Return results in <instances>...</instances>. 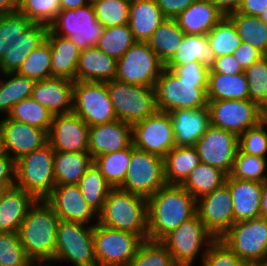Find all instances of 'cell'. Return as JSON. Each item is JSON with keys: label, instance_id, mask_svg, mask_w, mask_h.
<instances>
[{"label": "cell", "instance_id": "30bf717a", "mask_svg": "<svg viewBox=\"0 0 267 266\" xmlns=\"http://www.w3.org/2000/svg\"><path fill=\"white\" fill-rule=\"evenodd\" d=\"M103 28L95 16L92 4L61 10L48 26L52 33L68 38L80 50L96 46Z\"/></svg>", "mask_w": 267, "mask_h": 266}, {"label": "cell", "instance_id": "277c9868", "mask_svg": "<svg viewBox=\"0 0 267 266\" xmlns=\"http://www.w3.org/2000/svg\"><path fill=\"white\" fill-rule=\"evenodd\" d=\"M54 149L47 142L16 161L15 186L45 199L56 186Z\"/></svg>", "mask_w": 267, "mask_h": 266}, {"label": "cell", "instance_id": "cb8c5ba5", "mask_svg": "<svg viewBox=\"0 0 267 266\" xmlns=\"http://www.w3.org/2000/svg\"><path fill=\"white\" fill-rule=\"evenodd\" d=\"M169 114L173 125L175 146H195L211 125L208 106L178 109Z\"/></svg>", "mask_w": 267, "mask_h": 266}, {"label": "cell", "instance_id": "d590c367", "mask_svg": "<svg viewBox=\"0 0 267 266\" xmlns=\"http://www.w3.org/2000/svg\"><path fill=\"white\" fill-rule=\"evenodd\" d=\"M0 77V113L7 117L20 101L31 97L35 80L16 72L1 73Z\"/></svg>", "mask_w": 267, "mask_h": 266}, {"label": "cell", "instance_id": "2e32d148", "mask_svg": "<svg viewBox=\"0 0 267 266\" xmlns=\"http://www.w3.org/2000/svg\"><path fill=\"white\" fill-rule=\"evenodd\" d=\"M132 144L139 150L164 157L175 146L171 115L157 111L133 124Z\"/></svg>", "mask_w": 267, "mask_h": 266}, {"label": "cell", "instance_id": "816d5d0a", "mask_svg": "<svg viewBox=\"0 0 267 266\" xmlns=\"http://www.w3.org/2000/svg\"><path fill=\"white\" fill-rule=\"evenodd\" d=\"M249 87V100L261 108L267 102V55L244 70Z\"/></svg>", "mask_w": 267, "mask_h": 266}, {"label": "cell", "instance_id": "6f0895ef", "mask_svg": "<svg viewBox=\"0 0 267 266\" xmlns=\"http://www.w3.org/2000/svg\"><path fill=\"white\" fill-rule=\"evenodd\" d=\"M233 55L244 70L264 56L259 50L245 42H241Z\"/></svg>", "mask_w": 267, "mask_h": 266}, {"label": "cell", "instance_id": "52a82bcc", "mask_svg": "<svg viewBox=\"0 0 267 266\" xmlns=\"http://www.w3.org/2000/svg\"><path fill=\"white\" fill-rule=\"evenodd\" d=\"M106 84L118 120L133 125L158 111L155 88L117 80Z\"/></svg>", "mask_w": 267, "mask_h": 266}, {"label": "cell", "instance_id": "6da1fadb", "mask_svg": "<svg viewBox=\"0 0 267 266\" xmlns=\"http://www.w3.org/2000/svg\"><path fill=\"white\" fill-rule=\"evenodd\" d=\"M197 200L181 185L160 188L147 199L148 240L161 241L197 214Z\"/></svg>", "mask_w": 267, "mask_h": 266}, {"label": "cell", "instance_id": "9a60e30c", "mask_svg": "<svg viewBox=\"0 0 267 266\" xmlns=\"http://www.w3.org/2000/svg\"><path fill=\"white\" fill-rule=\"evenodd\" d=\"M207 106L210 124L238 137L263 120L262 108L249 99L214 100L208 101Z\"/></svg>", "mask_w": 267, "mask_h": 266}, {"label": "cell", "instance_id": "d6986e66", "mask_svg": "<svg viewBox=\"0 0 267 266\" xmlns=\"http://www.w3.org/2000/svg\"><path fill=\"white\" fill-rule=\"evenodd\" d=\"M59 220L95 225L98 214L86 202L78 184L56 185L44 199ZM96 221L90 223L91 221Z\"/></svg>", "mask_w": 267, "mask_h": 266}, {"label": "cell", "instance_id": "94428289", "mask_svg": "<svg viewBox=\"0 0 267 266\" xmlns=\"http://www.w3.org/2000/svg\"><path fill=\"white\" fill-rule=\"evenodd\" d=\"M16 161L7 153L0 155V184L15 185Z\"/></svg>", "mask_w": 267, "mask_h": 266}, {"label": "cell", "instance_id": "5bb4252c", "mask_svg": "<svg viewBox=\"0 0 267 266\" xmlns=\"http://www.w3.org/2000/svg\"><path fill=\"white\" fill-rule=\"evenodd\" d=\"M72 112L89 127L117 120L105 82L75 81Z\"/></svg>", "mask_w": 267, "mask_h": 266}, {"label": "cell", "instance_id": "3957f363", "mask_svg": "<svg viewBox=\"0 0 267 266\" xmlns=\"http://www.w3.org/2000/svg\"><path fill=\"white\" fill-rule=\"evenodd\" d=\"M97 223L148 240L147 198L112 188L98 213Z\"/></svg>", "mask_w": 267, "mask_h": 266}, {"label": "cell", "instance_id": "e575fe53", "mask_svg": "<svg viewBox=\"0 0 267 266\" xmlns=\"http://www.w3.org/2000/svg\"><path fill=\"white\" fill-rule=\"evenodd\" d=\"M208 101L249 99V87L245 73L225 75L209 73Z\"/></svg>", "mask_w": 267, "mask_h": 266}, {"label": "cell", "instance_id": "a7ac6f4b", "mask_svg": "<svg viewBox=\"0 0 267 266\" xmlns=\"http://www.w3.org/2000/svg\"><path fill=\"white\" fill-rule=\"evenodd\" d=\"M55 263L54 260H31L29 266H52ZM51 264V265H50Z\"/></svg>", "mask_w": 267, "mask_h": 266}, {"label": "cell", "instance_id": "9c48e42d", "mask_svg": "<svg viewBox=\"0 0 267 266\" xmlns=\"http://www.w3.org/2000/svg\"><path fill=\"white\" fill-rule=\"evenodd\" d=\"M219 239L247 265L267 261V219L235 222Z\"/></svg>", "mask_w": 267, "mask_h": 266}, {"label": "cell", "instance_id": "11a10c76", "mask_svg": "<svg viewBox=\"0 0 267 266\" xmlns=\"http://www.w3.org/2000/svg\"><path fill=\"white\" fill-rule=\"evenodd\" d=\"M202 266H248L220 239H216L202 259Z\"/></svg>", "mask_w": 267, "mask_h": 266}, {"label": "cell", "instance_id": "4dcf8cb0", "mask_svg": "<svg viewBox=\"0 0 267 266\" xmlns=\"http://www.w3.org/2000/svg\"><path fill=\"white\" fill-rule=\"evenodd\" d=\"M46 39L51 47V77L67 78L75 82L81 50L68 38L56 35L49 29Z\"/></svg>", "mask_w": 267, "mask_h": 266}, {"label": "cell", "instance_id": "ffe728a7", "mask_svg": "<svg viewBox=\"0 0 267 266\" xmlns=\"http://www.w3.org/2000/svg\"><path fill=\"white\" fill-rule=\"evenodd\" d=\"M89 126L75 113L53 115L47 139L54 151H88Z\"/></svg>", "mask_w": 267, "mask_h": 266}, {"label": "cell", "instance_id": "89a4df30", "mask_svg": "<svg viewBox=\"0 0 267 266\" xmlns=\"http://www.w3.org/2000/svg\"><path fill=\"white\" fill-rule=\"evenodd\" d=\"M15 185H3L0 184V200L2 199L4 193L7 191L8 188L14 187Z\"/></svg>", "mask_w": 267, "mask_h": 266}, {"label": "cell", "instance_id": "836d02e7", "mask_svg": "<svg viewBox=\"0 0 267 266\" xmlns=\"http://www.w3.org/2000/svg\"><path fill=\"white\" fill-rule=\"evenodd\" d=\"M94 163L86 152H60L54 154V174L56 185L79 184L81 177Z\"/></svg>", "mask_w": 267, "mask_h": 266}, {"label": "cell", "instance_id": "7402d4cb", "mask_svg": "<svg viewBox=\"0 0 267 266\" xmlns=\"http://www.w3.org/2000/svg\"><path fill=\"white\" fill-rule=\"evenodd\" d=\"M132 144V125L114 120L89 127L88 152L92 158L128 148Z\"/></svg>", "mask_w": 267, "mask_h": 266}, {"label": "cell", "instance_id": "603a6c76", "mask_svg": "<svg viewBox=\"0 0 267 266\" xmlns=\"http://www.w3.org/2000/svg\"><path fill=\"white\" fill-rule=\"evenodd\" d=\"M74 81L62 77H50L36 81L31 97L43 105L52 115L72 112Z\"/></svg>", "mask_w": 267, "mask_h": 266}, {"label": "cell", "instance_id": "6125c7cd", "mask_svg": "<svg viewBox=\"0 0 267 266\" xmlns=\"http://www.w3.org/2000/svg\"><path fill=\"white\" fill-rule=\"evenodd\" d=\"M267 8V0H242L237 11L251 16H260Z\"/></svg>", "mask_w": 267, "mask_h": 266}, {"label": "cell", "instance_id": "ab89813d", "mask_svg": "<svg viewBox=\"0 0 267 266\" xmlns=\"http://www.w3.org/2000/svg\"><path fill=\"white\" fill-rule=\"evenodd\" d=\"M131 154L132 144L128 148L94 158V164L112 188H120L123 185Z\"/></svg>", "mask_w": 267, "mask_h": 266}, {"label": "cell", "instance_id": "f5cc1de1", "mask_svg": "<svg viewBox=\"0 0 267 266\" xmlns=\"http://www.w3.org/2000/svg\"><path fill=\"white\" fill-rule=\"evenodd\" d=\"M30 262L18 233L0 232V266H29Z\"/></svg>", "mask_w": 267, "mask_h": 266}, {"label": "cell", "instance_id": "bcb514c9", "mask_svg": "<svg viewBox=\"0 0 267 266\" xmlns=\"http://www.w3.org/2000/svg\"><path fill=\"white\" fill-rule=\"evenodd\" d=\"M267 157L249 155L237 150L230 176L263 183L267 180Z\"/></svg>", "mask_w": 267, "mask_h": 266}, {"label": "cell", "instance_id": "e0dca14e", "mask_svg": "<svg viewBox=\"0 0 267 266\" xmlns=\"http://www.w3.org/2000/svg\"><path fill=\"white\" fill-rule=\"evenodd\" d=\"M195 148L201 163L217 167L229 175L238 150V136L210 125Z\"/></svg>", "mask_w": 267, "mask_h": 266}, {"label": "cell", "instance_id": "681fc988", "mask_svg": "<svg viewBox=\"0 0 267 266\" xmlns=\"http://www.w3.org/2000/svg\"><path fill=\"white\" fill-rule=\"evenodd\" d=\"M17 11L33 23L49 26L61 10L59 0H17Z\"/></svg>", "mask_w": 267, "mask_h": 266}, {"label": "cell", "instance_id": "680465c9", "mask_svg": "<svg viewBox=\"0 0 267 266\" xmlns=\"http://www.w3.org/2000/svg\"><path fill=\"white\" fill-rule=\"evenodd\" d=\"M209 73L235 75L238 73H244V69L236 61L234 55H223L216 58L215 64Z\"/></svg>", "mask_w": 267, "mask_h": 266}, {"label": "cell", "instance_id": "c3c4849f", "mask_svg": "<svg viewBox=\"0 0 267 266\" xmlns=\"http://www.w3.org/2000/svg\"><path fill=\"white\" fill-rule=\"evenodd\" d=\"M131 0H100L93 4L95 16L104 27L129 24Z\"/></svg>", "mask_w": 267, "mask_h": 266}, {"label": "cell", "instance_id": "03108f58", "mask_svg": "<svg viewBox=\"0 0 267 266\" xmlns=\"http://www.w3.org/2000/svg\"><path fill=\"white\" fill-rule=\"evenodd\" d=\"M17 12V0H0V14Z\"/></svg>", "mask_w": 267, "mask_h": 266}, {"label": "cell", "instance_id": "11e5206c", "mask_svg": "<svg viewBox=\"0 0 267 266\" xmlns=\"http://www.w3.org/2000/svg\"><path fill=\"white\" fill-rule=\"evenodd\" d=\"M87 1H88L89 4L93 5L95 2L100 1V0H87Z\"/></svg>", "mask_w": 267, "mask_h": 266}, {"label": "cell", "instance_id": "7dc6e473", "mask_svg": "<svg viewBox=\"0 0 267 266\" xmlns=\"http://www.w3.org/2000/svg\"><path fill=\"white\" fill-rule=\"evenodd\" d=\"M127 266H178L160 241L144 240Z\"/></svg>", "mask_w": 267, "mask_h": 266}, {"label": "cell", "instance_id": "7a4b0ae2", "mask_svg": "<svg viewBox=\"0 0 267 266\" xmlns=\"http://www.w3.org/2000/svg\"><path fill=\"white\" fill-rule=\"evenodd\" d=\"M58 224L59 217L44 199L29 208L18 235L31 260H54Z\"/></svg>", "mask_w": 267, "mask_h": 266}, {"label": "cell", "instance_id": "7c38bea8", "mask_svg": "<svg viewBox=\"0 0 267 266\" xmlns=\"http://www.w3.org/2000/svg\"><path fill=\"white\" fill-rule=\"evenodd\" d=\"M165 64L149 47L147 42H135L117 60L115 80L155 88Z\"/></svg>", "mask_w": 267, "mask_h": 266}, {"label": "cell", "instance_id": "ac0fdd59", "mask_svg": "<svg viewBox=\"0 0 267 266\" xmlns=\"http://www.w3.org/2000/svg\"><path fill=\"white\" fill-rule=\"evenodd\" d=\"M197 215L219 239L234 223L233 201L226 183L197 200Z\"/></svg>", "mask_w": 267, "mask_h": 266}, {"label": "cell", "instance_id": "8fae6325", "mask_svg": "<svg viewBox=\"0 0 267 266\" xmlns=\"http://www.w3.org/2000/svg\"><path fill=\"white\" fill-rule=\"evenodd\" d=\"M166 184L163 157L132 144L131 159L120 189L148 199Z\"/></svg>", "mask_w": 267, "mask_h": 266}, {"label": "cell", "instance_id": "484cf974", "mask_svg": "<svg viewBox=\"0 0 267 266\" xmlns=\"http://www.w3.org/2000/svg\"><path fill=\"white\" fill-rule=\"evenodd\" d=\"M117 60L99 50L96 46L80 51L76 81L109 82L115 80Z\"/></svg>", "mask_w": 267, "mask_h": 266}, {"label": "cell", "instance_id": "34e18365", "mask_svg": "<svg viewBox=\"0 0 267 266\" xmlns=\"http://www.w3.org/2000/svg\"><path fill=\"white\" fill-rule=\"evenodd\" d=\"M256 266H267V261L256 264Z\"/></svg>", "mask_w": 267, "mask_h": 266}, {"label": "cell", "instance_id": "7bdbcfd3", "mask_svg": "<svg viewBox=\"0 0 267 266\" xmlns=\"http://www.w3.org/2000/svg\"><path fill=\"white\" fill-rule=\"evenodd\" d=\"M207 38L216 57L233 55L242 42L235 25L226 15L207 34Z\"/></svg>", "mask_w": 267, "mask_h": 266}, {"label": "cell", "instance_id": "91938a15", "mask_svg": "<svg viewBox=\"0 0 267 266\" xmlns=\"http://www.w3.org/2000/svg\"><path fill=\"white\" fill-rule=\"evenodd\" d=\"M194 1L195 0H156L164 16L169 19H175Z\"/></svg>", "mask_w": 267, "mask_h": 266}, {"label": "cell", "instance_id": "5b68a950", "mask_svg": "<svg viewBox=\"0 0 267 266\" xmlns=\"http://www.w3.org/2000/svg\"><path fill=\"white\" fill-rule=\"evenodd\" d=\"M216 239L196 214L168 233L160 242L168 249L178 266H193L198 256L201 257L200 260L203 259Z\"/></svg>", "mask_w": 267, "mask_h": 266}, {"label": "cell", "instance_id": "003e7915", "mask_svg": "<svg viewBox=\"0 0 267 266\" xmlns=\"http://www.w3.org/2000/svg\"><path fill=\"white\" fill-rule=\"evenodd\" d=\"M260 217L267 219V180L263 182Z\"/></svg>", "mask_w": 267, "mask_h": 266}, {"label": "cell", "instance_id": "8992f818", "mask_svg": "<svg viewBox=\"0 0 267 266\" xmlns=\"http://www.w3.org/2000/svg\"><path fill=\"white\" fill-rule=\"evenodd\" d=\"M156 105L160 112L194 109L208 104L207 88L199 81L181 80L164 68L155 84Z\"/></svg>", "mask_w": 267, "mask_h": 266}, {"label": "cell", "instance_id": "44dd1931", "mask_svg": "<svg viewBox=\"0 0 267 266\" xmlns=\"http://www.w3.org/2000/svg\"><path fill=\"white\" fill-rule=\"evenodd\" d=\"M0 132L3 152L15 161L48 142L45 130L8 117L0 120Z\"/></svg>", "mask_w": 267, "mask_h": 266}, {"label": "cell", "instance_id": "be15d7a7", "mask_svg": "<svg viewBox=\"0 0 267 266\" xmlns=\"http://www.w3.org/2000/svg\"><path fill=\"white\" fill-rule=\"evenodd\" d=\"M225 15L237 11L242 0H210Z\"/></svg>", "mask_w": 267, "mask_h": 266}, {"label": "cell", "instance_id": "f1b7e54d", "mask_svg": "<svg viewBox=\"0 0 267 266\" xmlns=\"http://www.w3.org/2000/svg\"><path fill=\"white\" fill-rule=\"evenodd\" d=\"M165 19L156 0H131L129 26L136 42H147Z\"/></svg>", "mask_w": 267, "mask_h": 266}, {"label": "cell", "instance_id": "f546056e", "mask_svg": "<svg viewBox=\"0 0 267 266\" xmlns=\"http://www.w3.org/2000/svg\"><path fill=\"white\" fill-rule=\"evenodd\" d=\"M48 26L33 23L21 36L11 43L0 60V74L16 72L27 56L46 39Z\"/></svg>", "mask_w": 267, "mask_h": 266}, {"label": "cell", "instance_id": "2644e50d", "mask_svg": "<svg viewBox=\"0 0 267 266\" xmlns=\"http://www.w3.org/2000/svg\"><path fill=\"white\" fill-rule=\"evenodd\" d=\"M262 119L267 121V102L262 107Z\"/></svg>", "mask_w": 267, "mask_h": 266}, {"label": "cell", "instance_id": "4fadbf2b", "mask_svg": "<svg viewBox=\"0 0 267 266\" xmlns=\"http://www.w3.org/2000/svg\"><path fill=\"white\" fill-rule=\"evenodd\" d=\"M143 240L136 234L99 223L93 225L97 266H127Z\"/></svg>", "mask_w": 267, "mask_h": 266}, {"label": "cell", "instance_id": "b9f144b4", "mask_svg": "<svg viewBox=\"0 0 267 266\" xmlns=\"http://www.w3.org/2000/svg\"><path fill=\"white\" fill-rule=\"evenodd\" d=\"M129 24L103 28L96 47L118 60L135 43Z\"/></svg>", "mask_w": 267, "mask_h": 266}, {"label": "cell", "instance_id": "753ad0ef", "mask_svg": "<svg viewBox=\"0 0 267 266\" xmlns=\"http://www.w3.org/2000/svg\"><path fill=\"white\" fill-rule=\"evenodd\" d=\"M3 153V148H2V139H1V132H0V155Z\"/></svg>", "mask_w": 267, "mask_h": 266}, {"label": "cell", "instance_id": "83f0119b", "mask_svg": "<svg viewBox=\"0 0 267 266\" xmlns=\"http://www.w3.org/2000/svg\"><path fill=\"white\" fill-rule=\"evenodd\" d=\"M37 199L24 189L8 188L0 200V232L18 233L29 208Z\"/></svg>", "mask_w": 267, "mask_h": 266}, {"label": "cell", "instance_id": "f35d334b", "mask_svg": "<svg viewBox=\"0 0 267 266\" xmlns=\"http://www.w3.org/2000/svg\"><path fill=\"white\" fill-rule=\"evenodd\" d=\"M235 25L242 42L252 45L267 55V24L259 17L231 12L226 15Z\"/></svg>", "mask_w": 267, "mask_h": 266}, {"label": "cell", "instance_id": "1f68e13d", "mask_svg": "<svg viewBox=\"0 0 267 266\" xmlns=\"http://www.w3.org/2000/svg\"><path fill=\"white\" fill-rule=\"evenodd\" d=\"M207 35L184 34V37L174 56L165 64V68L173 70L190 62L198 61L205 68L211 70L216 61Z\"/></svg>", "mask_w": 267, "mask_h": 266}, {"label": "cell", "instance_id": "d4e9b609", "mask_svg": "<svg viewBox=\"0 0 267 266\" xmlns=\"http://www.w3.org/2000/svg\"><path fill=\"white\" fill-rule=\"evenodd\" d=\"M233 201L234 223L260 217L263 183L227 175Z\"/></svg>", "mask_w": 267, "mask_h": 266}, {"label": "cell", "instance_id": "8c879c8a", "mask_svg": "<svg viewBox=\"0 0 267 266\" xmlns=\"http://www.w3.org/2000/svg\"><path fill=\"white\" fill-rule=\"evenodd\" d=\"M258 17L267 24V8Z\"/></svg>", "mask_w": 267, "mask_h": 266}, {"label": "cell", "instance_id": "9f6ffc18", "mask_svg": "<svg viewBox=\"0 0 267 266\" xmlns=\"http://www.w3.org/2000/svg\"><path fill=\"white\" fill-rule=\"evenodd\" d=\"M181 80L199 81L208 88L210 70L202 66L198 61L190 62L183 66H177L172 70Z\"/></svg>", "mask_w": 267, "mask_h": 266}, {"label": "cell", "instance_id": "ee69618b", "mask_svg": "<svg viewBox=\"0 0 267 266\" xmlns=\"http://www.w3.org/2000/svg\"><path fill=\"white\" fill-rule=\"evenodd\" d=\"M7 117L48 133L53 115L43 105L29 97L17 103Z\"/></svg>", "mask_w": 267, "mask_h": 266}, {"label": "cell", "instance_id": "74e56055", "mask_svg": "<svg viewBox=\"0 0 267 266\" xmlns=\"http://www.w3.org/2000/svg\"><path fill=\"white\" fill-rule=\"evenodd\" d=\"M227 174L217 167L199 163L181 185L196 200L221 187Z\"/></svg>", "mask_w": 267, "mask_h": 266}, {"label": "cell", "instance_id": "60d3db41", "mask_svg": "<svg viewBox=\"0 0 267 266\" xmlns=\"http://www.w3.org/2000/svg\"><path fill=\"white\" fill-rule=\"evenodd\" d=\"M78 185L86 202L98 214L112 187L106 182L94 163L81 177Z\"/></svg>", "mask_w": 267, "mask_h": 266}, {"label": "cell", "instance_id": "f6af8a7d", "mask_svg": "<svg viewBox=\"0 0 267 266\" xmlns=\"http://www.w3.org/2000/svg\"><path fill=\"white\" fill-rule=\"evenodd\" d=\"M51 56L49 41L45 39L27 56L16 73L35 81L50 78Z\"/></svg>", "mask_w": 267, "mask_h": 266}, {"label": "cell", "instance_id": "f907efd6", "mask_svg": "<svg viewBox=\"0 0 267 266\" xmlns=\"http://www.w3.org/2000/svg\"><path fill=\"white\" fill-rule=\"evenodd\" d=\"M32 24L33 22L18 11L11 14H0V60L5 56L11 43Z\"/></svg>", "mask_w": 267, "mask_h": 266}, {"label": "cell", "instance_id": "e7e4bbea", "mask_svg": "<svg viewBox=\"0 0 267 266\" xmlns=\"http://www.w3.org/2000/svg\"><path fill=\"white\" fill-rule=\"evenodd\" d=\"M60 10L76 9L88 5L87 0H59Z\"/></svg>", "mask_w": 267, "mask_h": 266}, {"label": "cell", "instance_id": "8d00e7d4", "mask_svg": "<svg viewBox=\"0 0 267 266\" xmlns=\"http://www.w3.org/2000/svg\"><path fill=\"white\" fill-rule=\"evenodd\" d=\"M184 37L176 19L166 18L147 41L149 47L166 64L176 53Z\"/></svg>", "mask_w": 267, "mask_h": 266}, {"label": "cell", "instance_id": "4316f807", "mask_svg": "<svg viewBox=\"0 0 267 266\" xmlns=\"http://www.w3.org/2000/svg\"><path fill=\"white\" fill-rule=\"evenodd\" d=\"M224 16L210 0H195L175 19L184 34L207 35Z\"/></svg>", "mask_w": 267, "mask_h": 266}, {"label": "cell", "instance_id": "db71d44e", "mask_svg": "<svg viewBox=\"0 0 267 266\" xmlns=\"http://www.w3.org/2000/svg\"><path fill=\"white\" fill-rule=\"evenodd\" d=\"M267 121L262 120L238 137V149L246 154L266 157L267 155Z\"/></svg>", "mask_w": 267, "mask_h": 266}, {"label": "cell", "instance_id": "ba28073f", "mask_svg": "<svg viewBox=\"0 0 267 266\" xmlns=\"http://www.w3.org/2000/svg\"><path fill=\"white\" fill-rule=\"evenodd\" d=\"M55 264L97 266L93 243V225L59 220L56 233Z\"/></svg>", "mask_w": 267, "mask_h": 266}, {"label": "cell", "instance_id": "d6a6232c", "mask_svg": "<svg viewBox=\"0 0 267 266\" xmlns=\"http://www.w3.org/2000/svg\"><path fill=\"white\" fill-rule=\"evenodd\" d=\"M163 160L164 176L168 185H182L200 163L195 146H174Z\"/></svg>", "mask_w": 267, "mask_h": 266}]
</instances>
